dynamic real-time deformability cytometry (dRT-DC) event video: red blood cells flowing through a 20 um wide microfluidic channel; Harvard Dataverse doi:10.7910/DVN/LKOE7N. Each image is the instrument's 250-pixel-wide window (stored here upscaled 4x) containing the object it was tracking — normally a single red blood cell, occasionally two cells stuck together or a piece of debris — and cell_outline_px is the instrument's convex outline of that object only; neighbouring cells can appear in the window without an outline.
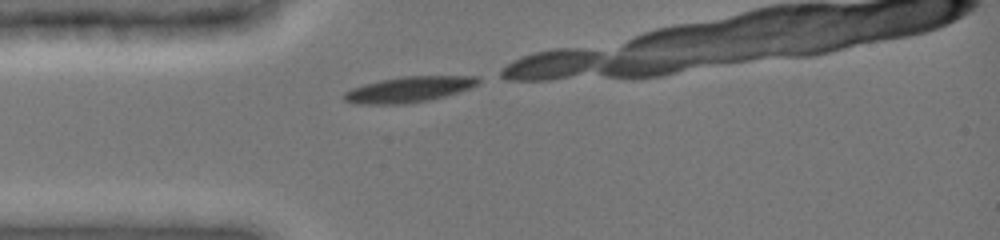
{"species": "common noctule bat (a hibernating species)", "species_latin": "Nyctalus noctula", "temperature_condition": "cold", "stored_images_in_passage": 6, "camera_frame_rate_fps": 3000, "um_per_image_px": 0.085, "animal": {"sex": "female", "body_mass_g": 19.0, "forearm_length_mm": 51.5}, "frame": {"image": 1, "passage_image": 1, "time_ms": 0.0, "image_size_px": [1000, 240], "cell_outline_px": [[480, 80], [476, 84], [468, 88], [444, 96], [428, 100], [404, 104], [356, 104], [344, 100], [340, 96], [344, 92], [352, 88], [364, 84], [380, 80], [404, 76], [480, 76]], "centroid_in_image_um": [34.68, 7.6], "position_along_channel_um": 50.3, "area_um2": 19.94}}